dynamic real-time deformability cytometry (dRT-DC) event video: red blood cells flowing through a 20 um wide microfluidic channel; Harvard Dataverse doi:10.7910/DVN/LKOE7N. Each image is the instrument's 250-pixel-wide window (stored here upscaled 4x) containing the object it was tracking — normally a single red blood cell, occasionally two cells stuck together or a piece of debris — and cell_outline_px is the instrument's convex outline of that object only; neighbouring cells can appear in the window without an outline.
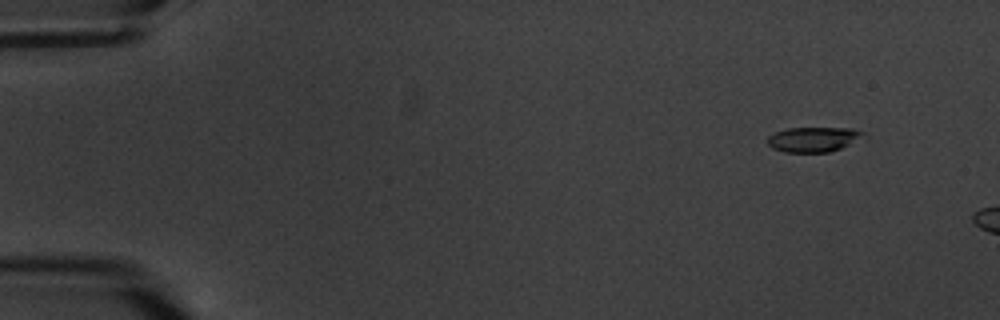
{"species": "common noctule bat (a hibernating species)", "species_latin": "Nyctalus noctula", "temperature_condition": "warm", "stored_images_in_passage": 4, "camera_frame_rate_fps": 3000, "um_per_image_px": 0.085, "animal": {"sex": "male", "body_mass_g": 20.1, "forearm_length_mm": 53.5}, "frame": {"image": 1, "passage_image": 2, "time_ms": 1.333, "image_size_px": [1000, 320], "cell_outline_px": [[868, 136], [840, 148], [828, 152], [784, 152], [772, 148], [768, 144], [768, 136], [776, 132], [788, 128], [852, 128], [864, 132]], "centroid_in_image_um": [69.17, 11.84], "position_along_channel_um": 15.8, "area_um2": 13.93}}